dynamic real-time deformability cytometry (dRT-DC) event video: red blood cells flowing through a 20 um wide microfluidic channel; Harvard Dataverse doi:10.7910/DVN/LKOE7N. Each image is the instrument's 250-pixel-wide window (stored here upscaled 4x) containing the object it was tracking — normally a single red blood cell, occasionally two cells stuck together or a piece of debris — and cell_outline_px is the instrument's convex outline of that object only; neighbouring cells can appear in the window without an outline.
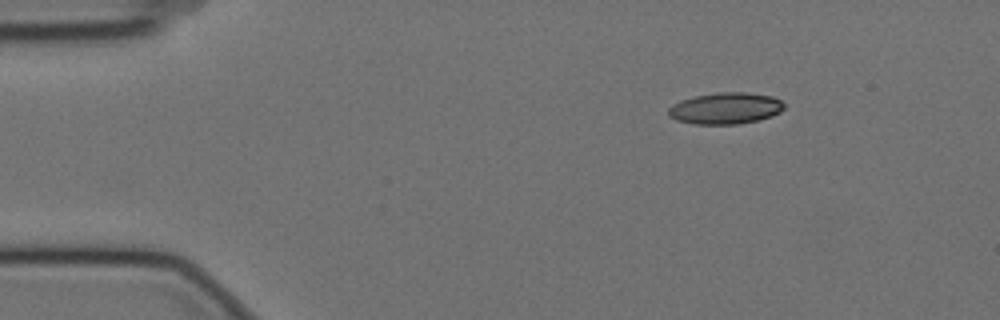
{"species": "Egyptian fruit bat (a non-hibernating species)", "species_latin": "Rousettus aegyptiacus", "temperature_condition": "cold", "stored_images_in_passage": 50, "camera_frame_rate_fps": 3000, "um_per_image_px": 0.085, "animal": {"sex": "female"}, "frame": {"image": 1, "passage_image": 1, "time_ms": 0.0, "image_size_px": [1000, 320], "cell_outline_px": [[784, 108], [780, 112], [772, 116], [756, 120], [736, 124], [692, 124], [676, 120], [668, 116], [668, 108], [672, 104], [680, 100], [696, 96], [716, 92], [744, 92], [772, 96], [780, 100], [784, 104]], "centroid_in_image_um": [61.63, 9.2], "position_along_channel_um": 23.4, "area_um2": 21.27}}
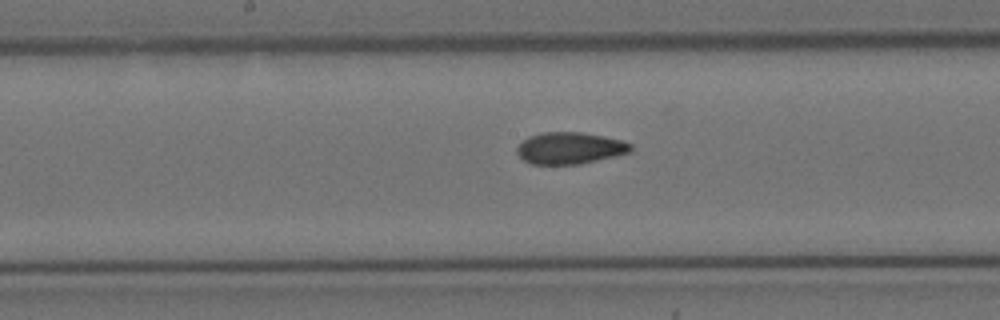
{"frame": {"image": 2, "passage_image": 22, "time_ms": 7.0, "image_size_px": [1000, 320], "cell_outline_px": [[632, 152], [616, 156], [580, 164], [532, 164], [524, 160], [516, 152], [516, 148], [528, 136], [540, 132], [580, 132], [604, 136], [620, 140], [632, 144]], "centroid_in_image_um": [48.45, 12.59], "position_along_channel_um": 199.8, "area_um2": 21.1}}
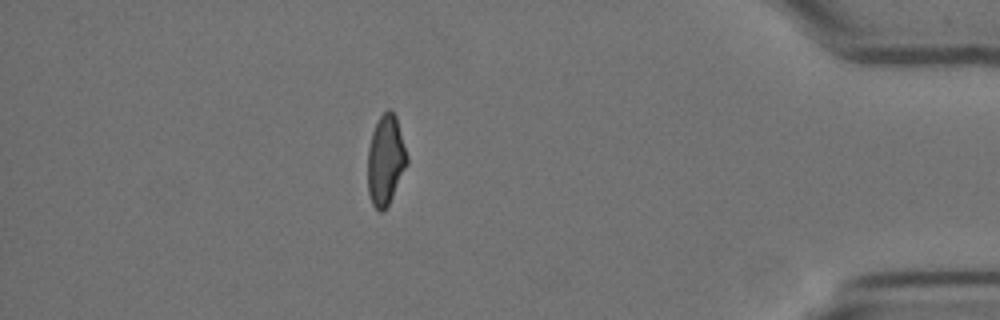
{"frame": {"image": 3, "passage_image": 43, "time_ms": 14.0, "image_size_px": [1000, 320], "cell_outline_px": [[408, 164], [384, 212], [380, 212], [372, 204], [368, 192], [368, 148], [372, 132], [380, 116], [388, 108], [392, 108], [396, 116], [408, 156]], "centroid_in_image_um": [32.78, 13.59], "position_along_channel_um": 402.4, "area_um2": 20.63}, "authors_computed_cell_mechanics": {"area_um2": 21.1837, "velocity_mm_per_s": 3.5287, "shape_relaxation_time_tau1_ms": 8.6219, "shape_relaxation_time_tau2_ms": 2.4619, "deformation_change_tau1": 0.1922, "deformation_change_tau2": 0.0845}}